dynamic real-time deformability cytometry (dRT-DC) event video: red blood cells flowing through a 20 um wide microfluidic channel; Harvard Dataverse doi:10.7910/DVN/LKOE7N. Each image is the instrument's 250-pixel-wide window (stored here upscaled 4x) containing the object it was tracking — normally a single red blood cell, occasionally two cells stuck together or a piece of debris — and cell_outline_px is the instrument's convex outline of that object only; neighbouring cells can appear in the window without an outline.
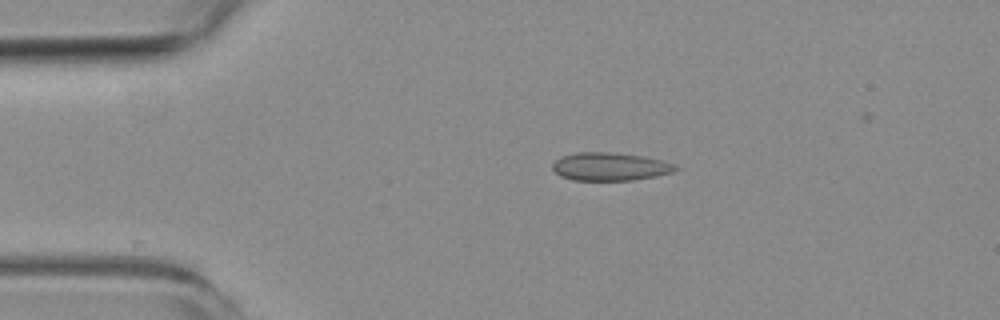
{"species": "common noctule bat (a hibernating species)", "species_latin": "Nyctalus noctula", "temperature_condition": "room temperature", "stored_images_in_passage": 6, "camera_frame_rate_fps": 3000, "um_per_image_px": 0.085, "animal": {"sex": "female", "body_mass_g": 19.3, "forearm_length_mm": 54.1}, "frame": {"image": 1, "passage_image": 3, "time_ms": 3.333, "image_size_px": [1000, 320], "cell_outline_px": [[680, 168], [672, 172], [656, 176], [632, 180], [572, 180], [560, 176], [552, 168], [552, 164], [560, 156], [576, 152], [612, 152], [640, 156], [664, 160]], "centroid_in_image_um": [51.82, 14.16], "position_along_channel_um": 33.2, "area_um2": 20.11}}
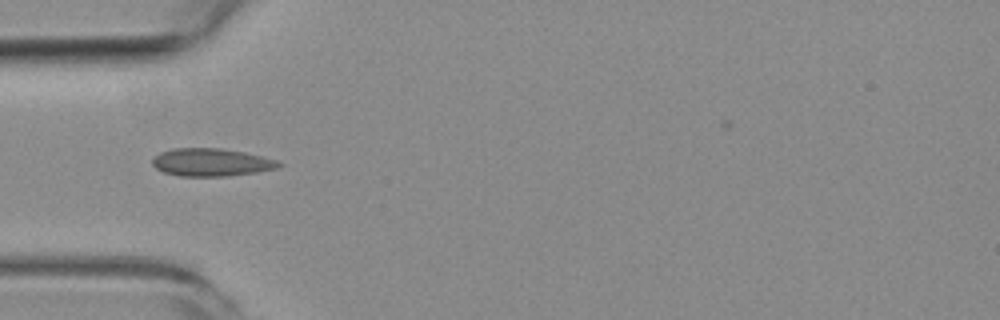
{"frame": {"image": 2, "passage_image": 5, "time_ms": 5.333, "image_size_px": [1000, 320], "cell_outline_px": [[284, 164], [280, 168], [256, 172], [228, 176], [180, 176], [164, 172], [156, 168], [152, 164], [152, 160], [160, 152], [172, 148], [220, 148], [244, 152], [276, 160]], "centroid_in_image_um": [17.97, 13.8], "position_along_channel_um": 67.0, "area_um2": 20.46}}
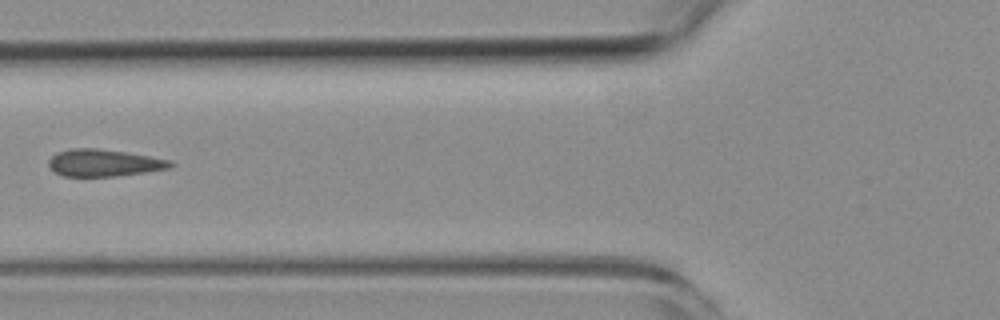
{"frame": {"image": 3, "passage_image": 6, "time_ms": 6.667, "image_size_px": [1000, 320], "cell_outline_px": [[176, 164], [172, 168], [116, 176], [64, 176], [56, 172], [48, 164], [48, 160], [56, 152], [72, 148], [96, 148], [124, 152], [172, 160]], "centroid_in_image_um": [8.86, 13.84], "position_along_channel_um": 116.9, "area_um2": 19.13}}